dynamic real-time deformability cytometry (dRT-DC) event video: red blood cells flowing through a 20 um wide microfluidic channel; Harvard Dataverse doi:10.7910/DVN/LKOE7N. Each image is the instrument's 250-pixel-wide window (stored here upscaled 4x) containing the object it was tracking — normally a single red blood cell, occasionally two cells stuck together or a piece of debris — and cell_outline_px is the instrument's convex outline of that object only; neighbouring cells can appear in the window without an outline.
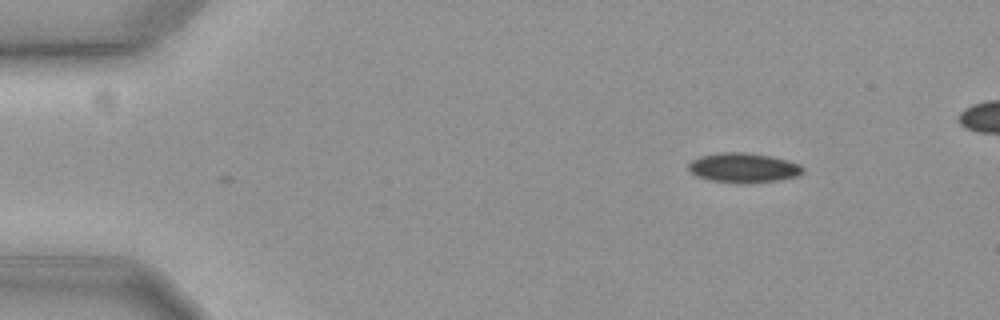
{"species": "common noctule bat (a hibernating species)", "species_latin": "Nyctalus noctula", "temperature_condition": "cold", "stored_images_in_passage": 49, "camera_frame_rate_fps": 3000, "um_per_image_px": 0.085, "animal": {"sex": "female", "body_mass_g": 19.3, "forearm_length_mm": 54.1}, "frame": {"image": 1, "passage_image": 1, "time_ms": 0.0, "image_size_px": [1000, 320], "cell_outline_px": [[804, 172], [796, 176], [776, 180], [744, 184], [740, 184], [708, 180], [696, 176], [688, 168], [688, 164], [692, 160], [700, 156], [720, 152], [744, 152], [772, 156], [788, 160], [800, 164], [804, 168]], "centroid_in_image_um": [63.18, 14.26], "position_along_channel_um": 21.8, "area_um2": 19.94}}
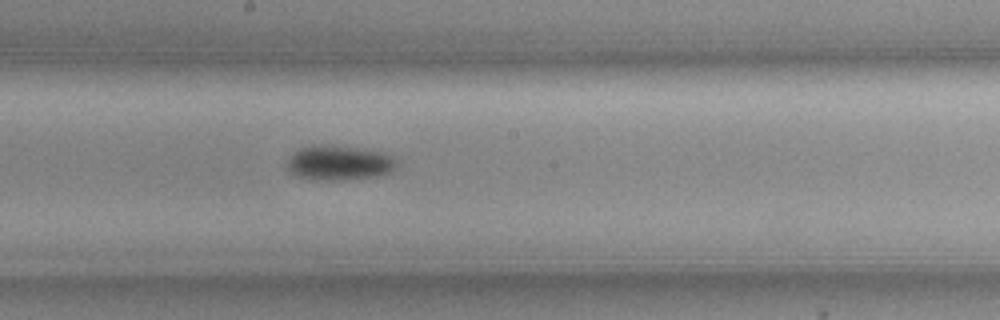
{"frame": {"image": 2, "passage_image": 25, "time_ms": 8.0, "image_size_px": [1000, 320], "cell_outline_px": [[400, 160], [396, 168], [392, 172], [384, 176], [344, 180], [308, 180], [296, 176], [288, 172], [284, 168], [284, 164], [288, 156], [292, 152], [300, 148], [312, 144], [320, 144], [356, 148], [380, 152], [392, 156]], "centroid_in_image_um": [28.77, 13.86], "position_along_channel_um": 219.4, "area_um2": 23.18}}
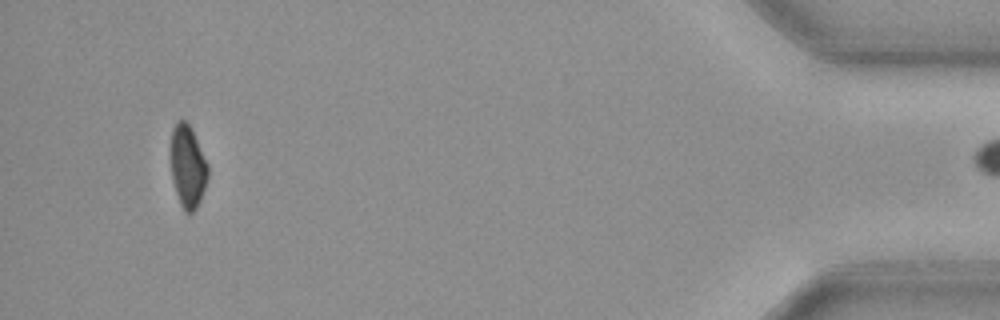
{"frame": {"image": 3, "passage_image": 48, "time_ms": 15.667, "image_size_px": [1000, 320], "cell_outline_px": [[208, 176], [200, 200], [196, 208], [192, 212], [184, 212], [180, 204], [172, 180], [172, 128], [176, 120], [184, 120], [192, 128], [208, 164]], "centroid_in_image_um": [15.97, 14.13], "position_along_channel_um": 419.2, "area_um2": 17.63}}